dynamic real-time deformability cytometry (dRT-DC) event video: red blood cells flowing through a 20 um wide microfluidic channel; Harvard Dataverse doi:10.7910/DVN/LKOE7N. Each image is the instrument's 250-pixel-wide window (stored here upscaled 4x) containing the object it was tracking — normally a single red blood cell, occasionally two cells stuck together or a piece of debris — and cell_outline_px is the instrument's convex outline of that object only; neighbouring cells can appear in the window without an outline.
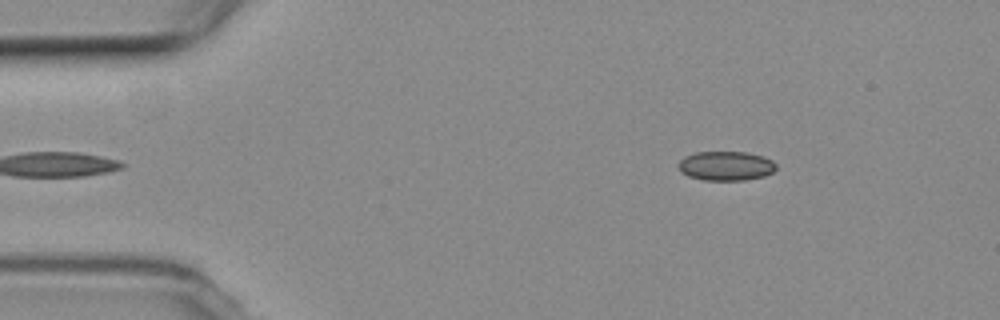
{"species": "common noctule bat (a hibernating species)", "species_latin": "Nyctalus noctula", "temperature_condition": "room temperature", "stored_images_in_passage": 9, "camera_frame_rate_fps": 3000, "um_per_image_px": 0.085, "animal": {"sex": "female", "body_mass_g": 19.3, "forearm_length_mm": 54.1}, "frame": {"image": 1, "passage_image": 1, "time_ms": 0.0, "image_size_px": [1000, 320], "cell_outline_px": [[776, 168], [772, 172], [764, 176], [744, 180], [704, 180], [688, 176], [680, 172], [676, 164], [684, 156], [696, 152], [748, 152], [764, 156], [772, 160], [776, 164]], "centroid_in_image_um": [61.68, 14.09], "position_along_channel_um": 23.3, "area_um2": 16.88}}